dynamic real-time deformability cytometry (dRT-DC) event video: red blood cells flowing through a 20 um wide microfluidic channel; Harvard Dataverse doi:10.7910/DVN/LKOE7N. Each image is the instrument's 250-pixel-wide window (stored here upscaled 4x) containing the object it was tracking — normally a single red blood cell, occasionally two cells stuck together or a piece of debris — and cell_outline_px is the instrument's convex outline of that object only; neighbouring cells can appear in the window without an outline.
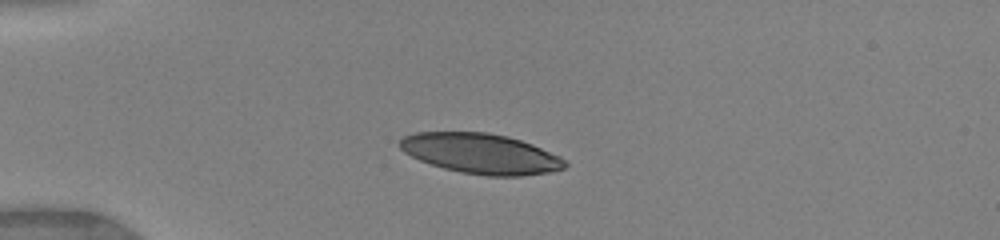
{"species": "human", "species_latin": "Homo sapiens", "temperature_condition": "warm", "stored_images_in_passage": 27, "camera_frame_rate_fps": 3000, "um_per_image_px": 0.085, "donor": {"sex": "female"}, "frame": {"image": 1, "passage_image": 4, "time_ms": 2.333, "image_size_px": [1000, 240], "cell_outline_px": [[568, 164], [564, 168], [548, 172], [520, 176], [488, 176], [460, 172], [444, 168], [420, 160], [404, 152], [396, 144], [404, 136], [416, 132], [488, 132], [508, 136], [532, 144], [560, 156]], "centroid_in_image_um": [40.86, 13.05], "position_along_channel_um": 44.1, "area_um2": 38.61}}
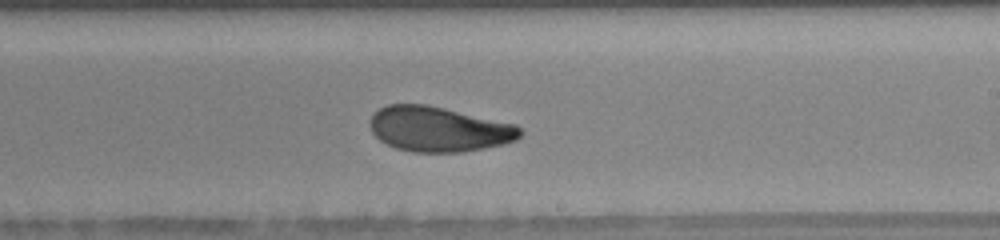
{"frame": {"image": 2, "passage_image": 16, "time_ms": 8.333, "image_size_px": [1000, 240], "cell_outline_px": [[524, 132], [516, 140], [504, 144], [464, 152], [412, 152], [396, 148], [380, 140], [372, 132], [368, 124], [368, 120], [380, 108], [388, 104], [428, 104], [516, 124]], "centroid_in_image_um": [37.3, 10.97], "position_along_channel_um": 251.7, "area_um2": 39.65}}
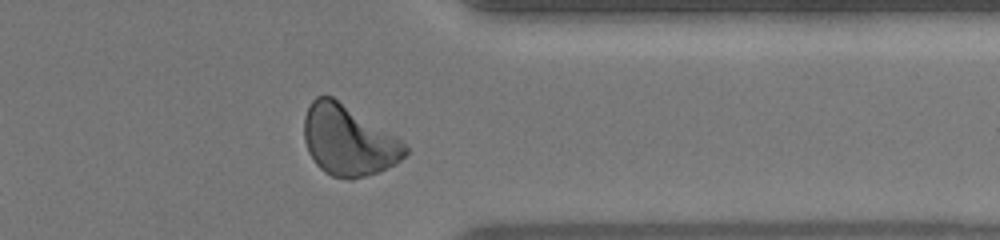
{"frame": {"image": 3, "passage_image": 23, "time_ms": 11.667, "image_size_px": [1000, 240], "cell_outline_px": [[408, 152], [396, 164], [376, 172], [352, 180], [348, 180], [332, 176], [324, 172], [316, 164], [308, 152], [304, 140], [304, 116], [312, 100], [316, 96], [332, 96], [396, 136], [408, 148]], "centroid_in_image_um": [29.59, 11.95], "position_along_channel_um": 381.8, "area_um2": 41.27}, "authors_computed_cell_mechanics": {"area_um2": 39.6508, "velocity_mm_per_s": 3.9959, "shape_relaxation_time_tau1_ms": 4.4579, "shape_relaxation_time_tau2_ms": 1.6172, "deformation_change_tau1": 0.1445, "deformation_change_tau2": 0.0714}}